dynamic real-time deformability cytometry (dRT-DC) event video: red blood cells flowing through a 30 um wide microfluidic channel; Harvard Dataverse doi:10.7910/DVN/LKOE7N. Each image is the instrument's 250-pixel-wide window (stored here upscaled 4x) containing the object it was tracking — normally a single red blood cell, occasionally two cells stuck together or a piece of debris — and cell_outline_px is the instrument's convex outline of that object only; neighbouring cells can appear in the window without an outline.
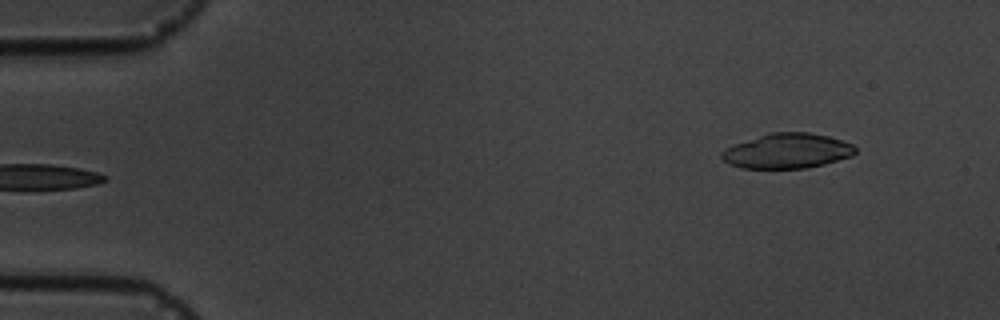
{"species": "common noctule bat (a hibernating species)", "species_latin": "Nyctalus noctula", "temperature_condition": "cold", "stored_images_in_passage": 5, "segment_of_instrument_passage": [2, 2], "camera_frame_rate_fps": 3000, "um_per_image_px": 0.085, "animal": {"sex": "male", "body_mass_g": 19.5, "forearm_length_mm": 54.6}, "frame": {"image": 1, "passage_image": 5, "time_ms": 5.667, "image_size_px": [1000, 320], "cell_outline_px": [[856, 152], [852, 156], [824, 164], [804, 168], [740, 168], [728, 164], [720, 156], [728, 148], [736, 144], [772, 132], [808, 132], [828, 136], [852, 144], [856, 148]], "centroid_in_image_um": [66.95, 12.84], "position_along_channel_um": 18.0, "area_um2": 26.82}}